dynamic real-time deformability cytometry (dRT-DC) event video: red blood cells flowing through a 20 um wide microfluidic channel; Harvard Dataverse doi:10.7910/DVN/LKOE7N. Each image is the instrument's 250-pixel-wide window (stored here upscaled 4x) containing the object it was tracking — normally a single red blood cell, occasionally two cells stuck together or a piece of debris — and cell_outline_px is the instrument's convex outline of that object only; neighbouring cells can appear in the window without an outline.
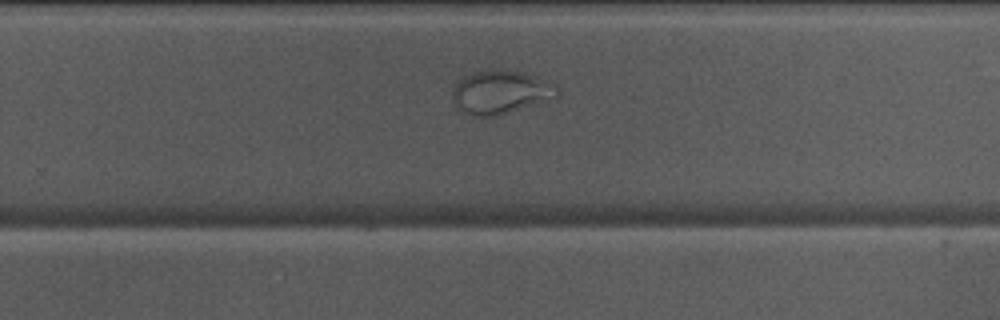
{"species": "Egyptian fruit bat (a non-hibernating species)", "species_latin": "Rousettus aegyptiacus", "temperature_condition": "warm", "stored_images_in_passage": 28, "camera_frame_rate_fps": 3000, "um_per_image_px": 0.085, "animal": {"sex": "male"}, "frame": {"image": 1, "passage_image": 22, "time_ms": 7.0, "image_size_px": [1000, 320], "cell_outline_px": [[560, 92], [556, 100], [496, 116], [472, 116], [464, 112], [456, 104], [452, 96], [452, 92], [456, 84], [464, 76], [472, 72], [524, 72], [544, 80], [556, 88]], "centroid_in_image_um": [42.6, 7.89], "position_along_channel_um": 287.2, "area_um2": 26.07}}
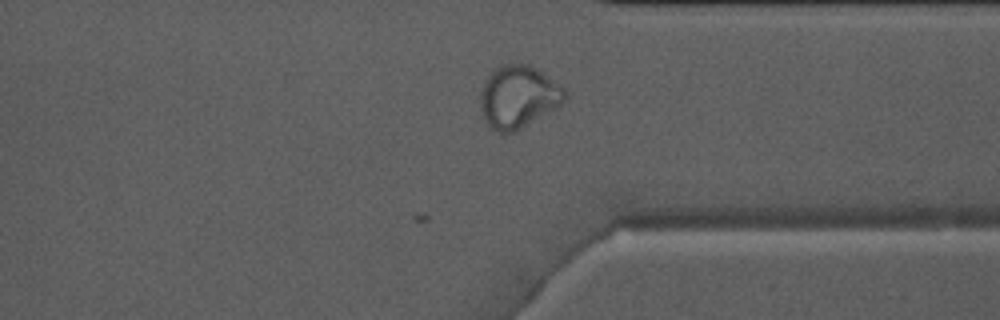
{"frame": {"image": 2, "passage_image": 28, "time_ms": 9.0, "image_size_px": [1000, 320], "cell_outline_px": [[568, 96], [564, 104], [520, 128], [512, 132], [500, 132], [492, 128], [488, 124], [484, 116], [480, 104], [480, 92], [488, 76], [496, 68], [504, 64], [528, 64], [536, 68], [560, 84], [568, 92]], "centroid_in_image_um": [44.11, 8.21], "position_along_channel_um": 367.3, "area_um2": 30.52}, "authors_computed_cell_mechanics": {"area_um2": 27.8307, "velocity_mm_per_s": 4.0676, "shape_relaxation_time_tau1_ms": null, "shape_relaxation_time_tau2_ms": 1.5809, "deformation_change_tau1": null, "deformation_change_tau2": 0.0494}}